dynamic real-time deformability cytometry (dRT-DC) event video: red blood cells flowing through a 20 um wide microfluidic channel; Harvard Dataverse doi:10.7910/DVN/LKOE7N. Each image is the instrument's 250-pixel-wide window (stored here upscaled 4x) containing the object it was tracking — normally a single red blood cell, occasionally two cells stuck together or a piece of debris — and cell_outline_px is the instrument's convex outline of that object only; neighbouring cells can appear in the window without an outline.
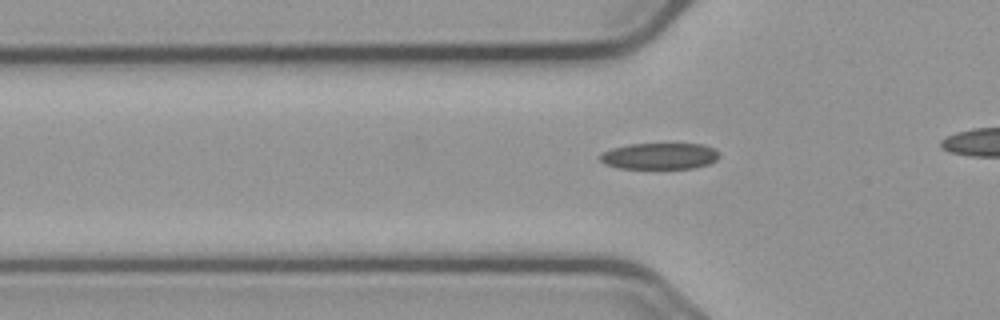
{"species": "common noctule bat (a hibernating species)", "species_latin": "Nyctalus noctula", "temperature_condition": "cold", "stored_images_in_passage": 37, "camera_frame_rate_fps": 3000, "um_per_image_px": 0.085, "animal": {"sex": "male", "body_mass_g": 23.1, "forearm_length_mm": 52.7}, "frame": {"image": 1, "passage_image": 11, "time_ms": 3.333, "image_size_px": [1000, 320], "cell_outline_px": [[720, 156], [716, 160], [708, 164], [692, 168], [620, 168], [604, 164], [600, 160], [600, 156], [604, 152], [612, 148], [628, 144], [704, 144], [720, 152]], "centroid_in_image_um": [56.08, 13.26], "position_along_channel_um": 69.7, "area_um2": 18.21}}
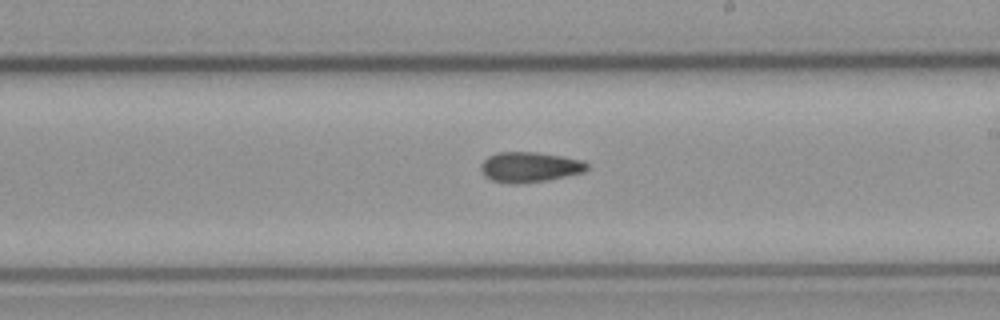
{"frame": {"image": 2, "passage_image": 25, "time_ms": 8.0, "image_size_px": [1000, 320], "cell_outline_px": [[588, 168], [584, 172], [548, 180], [516, 184], [512, 184], [492, 180], [484, 176], [480, 168], [480, 164], [488, 156], [496, 152], [536, 152], [584, 160], [588, 164]], "centroid_in_image_um": [45.01, 14.2], "position_along_channel_um": 244.0, "area_um2": 18.79}}
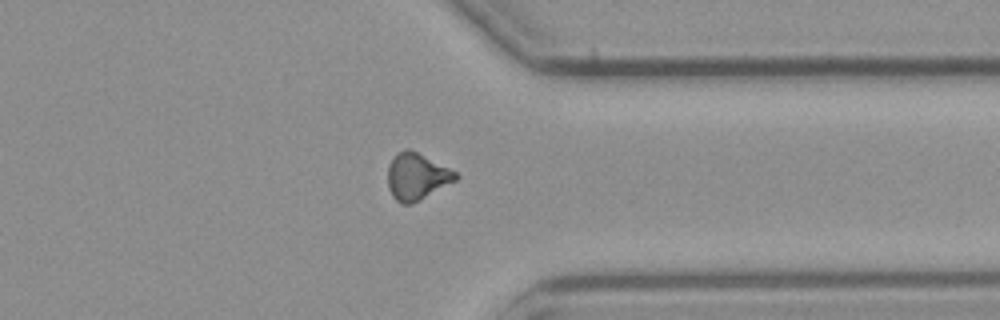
{"frame": {"image": 3, "passage_image": 36, "time_ms": 11.667, "image_size_px": [1000, 320], "cell_outline_px": [[460, 176], [456, 180], [420, 200], [412, 204], [400, 204], [392, 196], [388, 188], [388, 168], [396, 152], [404, 148], [408, 148], [456, 172]], "centroid_in_image_um": [35.39, 15.02], "position_along_channel_um": 376.0, "area_um2": 18.32}}